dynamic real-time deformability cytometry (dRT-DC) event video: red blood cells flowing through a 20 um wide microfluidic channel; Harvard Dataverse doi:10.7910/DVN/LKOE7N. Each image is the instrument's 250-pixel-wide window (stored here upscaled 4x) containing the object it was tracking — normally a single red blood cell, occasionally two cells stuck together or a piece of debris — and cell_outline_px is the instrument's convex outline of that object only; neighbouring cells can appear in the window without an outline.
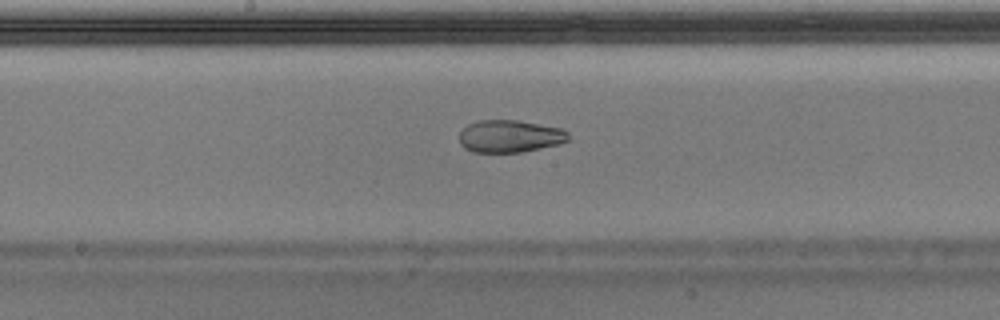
{"species": "Egyptian fruit bat (a non-hibernating species)", "species_latin": "Rousettus aegyptiacus", "temperature_condition": "warm", "stored_images_in_passage": 51, "camera_frame_rate_fps": 3000, "um_per_image_px": 0.085, "animal": {"sex": "male"}, "frame": {"image": 1, "passage_image": 27, "time_ms": 8.667, "image_size_px": [1000, 320], "cell_outline_px": [[568, 140], [560, 144], [520, 152], [472, 152], [464, 148], [460, 144], [460, 132], [468, 124], [476, 120], [516, 120], [564, 128], [568, 132]], "centroid_in_image_um": [43.34, 11.57], "position_along_channel_um": 204.9, "area_um2": 20.69}}
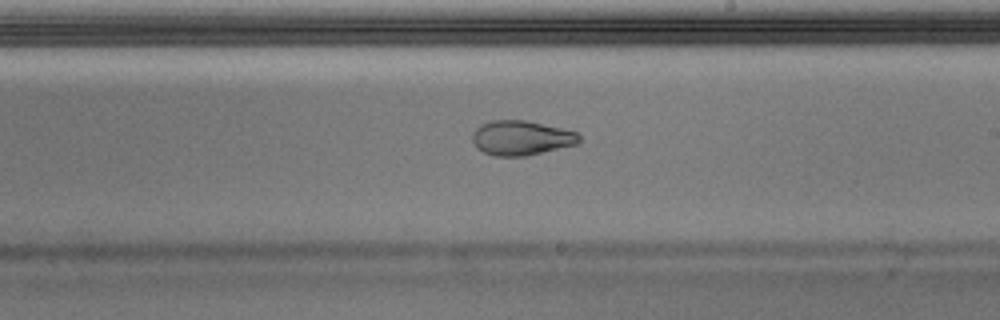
{"frame": {"image": 2, "passage_image": 30, "time_ms": 9.667, "image_size_px": [1000, 320], "cell_outline_px": [[580, 144], [524, 156], [496, 156], [484, 152], [476, 148], [472, 140], [472, 132], [480, 124], [492, 120], [524, 120], [560, 128], [576, 132], [580, 136]], "centroid_in_image_um": [44.29, 11.72], "position_along_channel_um": 244.7, "area_um2": 21.56}}
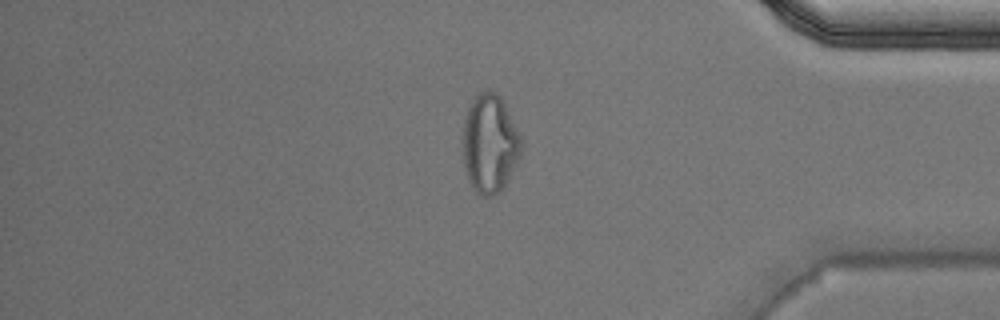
{"frame": {"image": 3, "passage_image": 43, "time_ms": 14.0, "image_size_px": [1000, 320], "cell_outline_px": [[524, 148], [508, 180], [500, 192], [492, 196], [480, 196], [472, 188], [464, 172], [460, 136], [464, 116], [468, 104], [480, 92], [496, 92], [500, 96], [524, 144]], "centroid_in_image_um": [41.58, 12.25], "position_along_channel_um": 393.6, "area_um2": 34.39}, "authors_computed_cell_mechanics": {"area_um2": 23.6402, "velocity_mm_per_s": 3.9896, "shape_relaxation_time_tau1_ms": null, "shape_relaxation_time_tau2_ms": 1.3917, "deformation_change_tau1": null, "deformation_change_tau2": 0.0704}}